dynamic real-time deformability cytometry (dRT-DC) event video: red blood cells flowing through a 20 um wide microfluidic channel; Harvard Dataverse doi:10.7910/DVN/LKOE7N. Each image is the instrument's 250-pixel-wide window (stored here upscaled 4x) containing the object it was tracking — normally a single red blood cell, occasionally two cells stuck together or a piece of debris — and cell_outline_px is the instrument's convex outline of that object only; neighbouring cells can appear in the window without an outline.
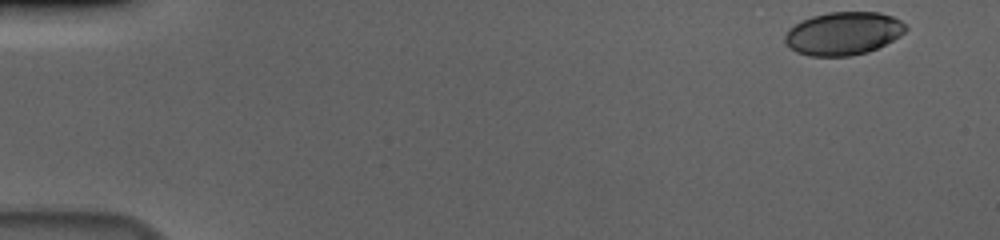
{"species": "human", "species_latin": "Homo sapiens", "temperature_condition": "cold", "stored_images_in_passage": 54, "camera_frame_rate_fps": 3000, "um_per_image_px": 0.085, "donor": {"sex": "male"}, "frame": {"image": 1, "passage_image": 1, "time_ms": 0.0, "image_size_px": [1000, 240], "cell_outline_px": [[908, 28], [900, 36], [868, 52], [848, 56], [808, 56], [796, 52], [784, 40], [784, 36], [788, 28], [812, 16], [828, 12], [880, 12], [892, 16], [900, 20]], "centroid_in_image_um": [71.68, 2.84], "position_along_channel_um": 13.3, "area_um2": 30.17}}
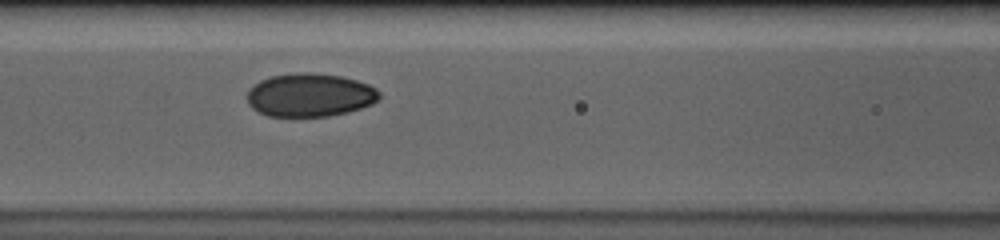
{"frame": {"image": 2, "passage_image": 23, "time_ms": 7.333, "image_size_px": [1000, 240], "cell_outline_px": [[380, 96], [372, 104], [348, 112], [328, 116], [268, 116], [252, 108], [248, 104], [248, 88], [260, 80], [272, 76], [304, 72], [340, 76], [356, 80], [368, 84], [376, 88], [380, 92]], "centroid_in_image_um": [26.34, 8.08], "position_along_channel_um": 140.3, "area_um2": 33.18}}
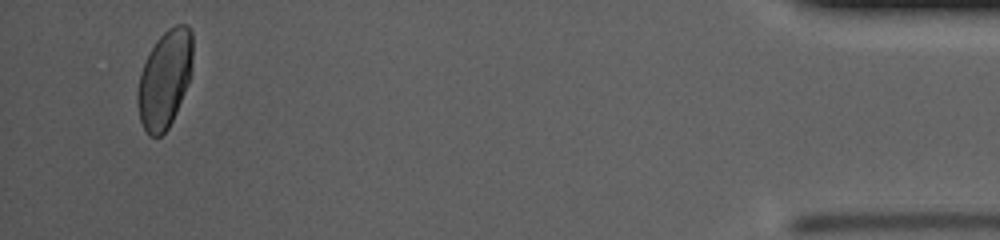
{"frame": {"image": 3, "passage_image": 52, "time_ms": 17.0, "image_size_px": [1000, 240], "cell_outline_px": [[192, 60], [188, 84], [176, 112], [168, 128], [160, 136], [148, 136], [140, 120], [136, 100], [136, 92], [140, 72], [156, 40], [168, 28], [176, 24], [188, 24], [192, 32]], "centroid_in_image_um": [13.99, 6.72], "position_along_channel_um": 421.2, "area_um2": 31.33}, "authors_computed_cell_mechanics": {"area_um2": 31.9056, "velocity_mm_per_s": 3.6646, "shape_relaxation_time_tau1_ms": 4.5037, "shape_relaxation_time_tau2_ms": 1.1687, "deformation_change_tau1": 0.1213, "deformation_change_tau2": 0.0364}}